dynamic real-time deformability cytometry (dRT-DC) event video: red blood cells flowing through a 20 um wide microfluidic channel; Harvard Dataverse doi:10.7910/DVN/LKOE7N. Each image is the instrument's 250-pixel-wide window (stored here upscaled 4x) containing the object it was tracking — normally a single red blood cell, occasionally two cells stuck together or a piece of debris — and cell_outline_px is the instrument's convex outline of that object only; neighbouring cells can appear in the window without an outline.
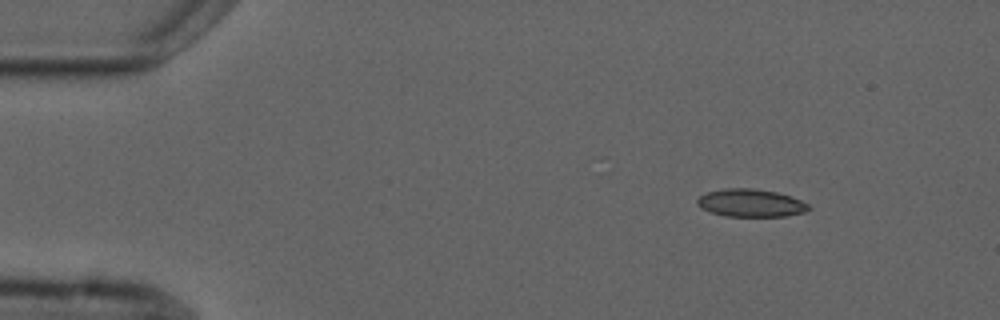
{"species": "common noctule bat (a hibernating species)", "species_latin": "Nyctalus noctula", "temperature_condition": "cold", "stored_images_in_passage": 3, "camera_frame_rate_fps": 3000, "um_per_image_px": 0.085, "animal": {"sex": "male", "forearm_length_mm": 52.5}, "frame": {"image": 1, "passage_image": 1, "time_ms": 0.0, "image_size_px": [1000, 320], "cell_outline_px": [[812, 208], [804, 212], [784, 216], [724, 216], [700, 208], [696, 204], [696, 200], [700, 196], [708, 192], [724, 188], [752, 188], [776, 192], [800, 200], [808, 204]], "centroid_in_image_um": [63.78, 17.25], "position_along_channel_um": 21.2, "area_um2": 17.92}}
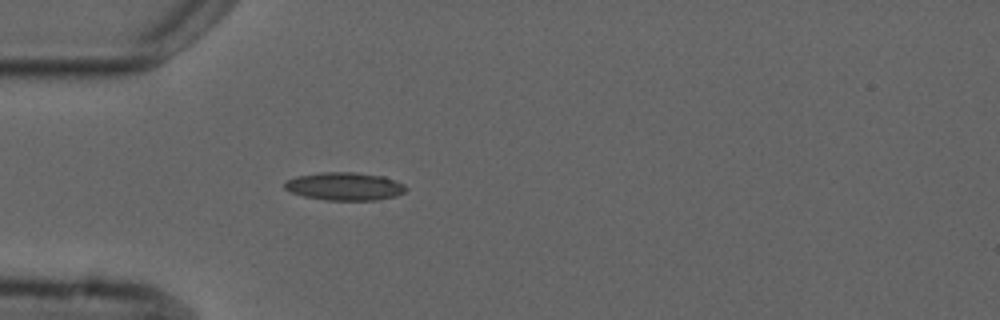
{"frame": {"image": 2, "passage_image": 3, "time_ms": 3.0, "image_size_px": [1000, 320], "cell_outline_px": [[408, 188], [404, 192], [396, 196], [376, 200], [324, 200], [304, 196], [292, 192], [284, 188], [284, 184], [288, 180], [296, 176], [320, 172], [352, 172], [384, 176], [404, 184]], "centroid_in_image_um": [29.31, 15.84], "position_along_channel_um": 55.7, "area_um2": 19.77}}